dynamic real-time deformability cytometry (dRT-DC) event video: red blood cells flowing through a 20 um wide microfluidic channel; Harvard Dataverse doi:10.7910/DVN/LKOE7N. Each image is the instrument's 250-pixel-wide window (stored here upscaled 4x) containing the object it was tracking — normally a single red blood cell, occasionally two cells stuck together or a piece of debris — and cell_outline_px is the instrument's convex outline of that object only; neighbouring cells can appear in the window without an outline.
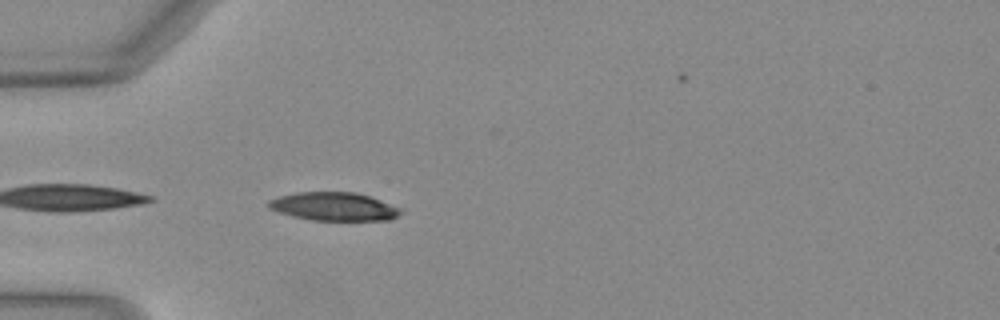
{"species": "Egyptian fruit bat (a non-hibernating species)", "species_latin": "Rousettus aegyptiacus", "temperature_condition": "warm", "stored_images_in_passage": 22, "camera_frame_rate_fps": 3000, "um_per_image_px": 0.085, "animal": {"sex": "female"}, "frame": {"image": 1, "passage_image": 1, "time_ms": 0.0, "image_size_px": [1000, 320], "cell_outline_px": [[400, 212], [396, 216], [388, 220], [312, 220], [280, 212], [268, 208], [268, 200], [280, 196], [296, 192], [356, 192], [380, 200], [400, 208]], "centroid_in_image_um": [28.36, 17.54], "position_along_channel_um": 56.6, "area_um2": 21.44}}
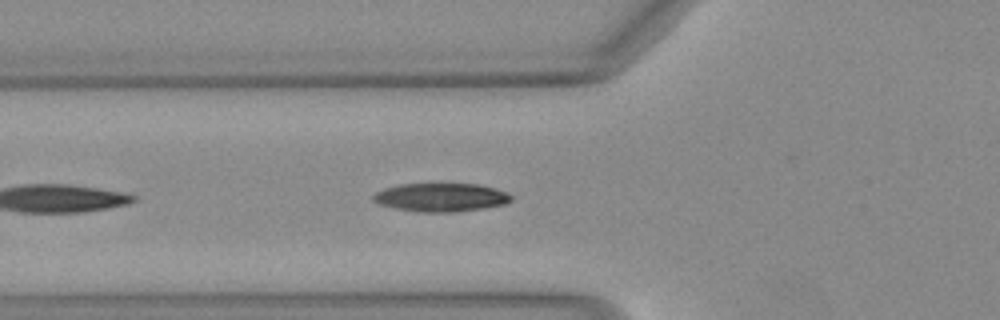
{"frame": {"image": 2, "passage_image": 4, "time_ms": 1.0, "image_size_px": [1000, 320], "cell_outline_px": [[512, 200], [504, 204], [456, 212], [420, 212], [392, 208], [376, 204], [372, 200], [372, 196], [376, 192], [384, 188], [400, 184], [476, 184], [508, 192], [512, 196]], "centroid_in_image_um": [37.41, 16.78], "position_along_channel_um": 88.4, "area_um2": 22.89}}
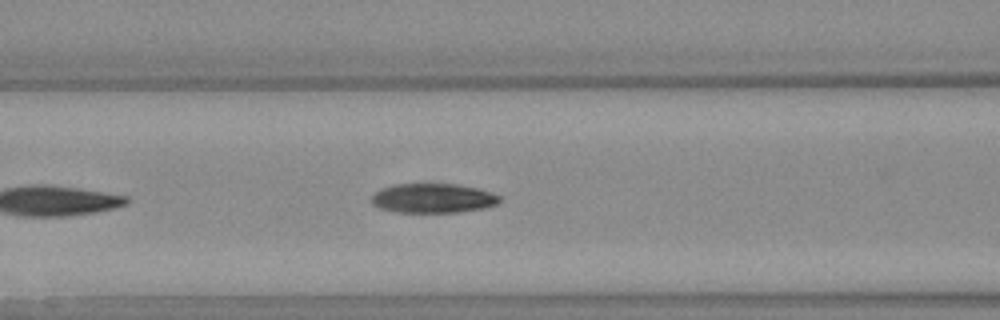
{"frame": {"image": 3, "passage_image": 7, "time_ms": 2.0, "image_size_px": [1000, 320], "cell_outline_px": [[500, 200], [496, 204], [484, 208], [456, 212], [396, 212], [380, 208], [372, 204], [372, 196], [380, 188], [392, 184], [456, 184], [476, 188], [492, 192], [500, 196]], "centroid_in_image_um": [36.79, 16.84], "position_along_channel_um": 129.8, "area_um2": 21.91}}